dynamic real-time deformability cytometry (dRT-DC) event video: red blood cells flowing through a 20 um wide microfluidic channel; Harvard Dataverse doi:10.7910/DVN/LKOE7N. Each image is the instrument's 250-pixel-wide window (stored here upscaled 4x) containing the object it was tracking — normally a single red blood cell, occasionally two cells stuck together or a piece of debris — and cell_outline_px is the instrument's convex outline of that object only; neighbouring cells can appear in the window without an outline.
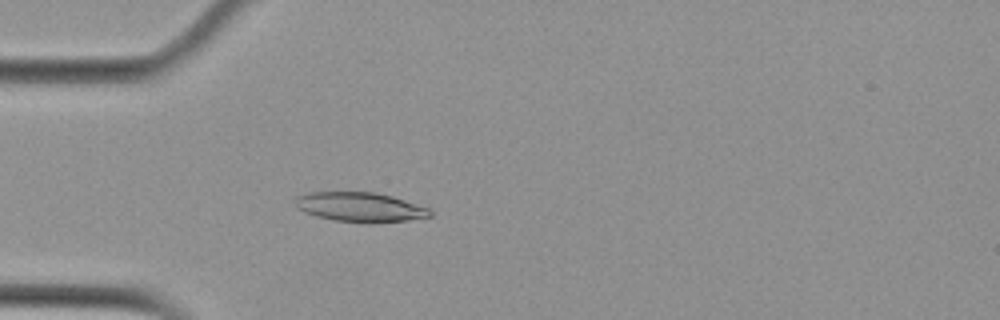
{"species": "Egyptian fruit bat (a non-hibernating species)", "species_latin": "Rousettus aegyptiacus", "temperature_condition": "cold", "stored_images_in_passage": 53, "camera_frame_rate_fps": 3000, "um_per_image_px": 0.085, "animal": {"sex": "female"}, "frame": {"image": 1, "passage_image": 15, "time_ms": 4.667, "image_size_px": [1000, 320], "cell_outline_px": [[432, 216], [408, 220], [372, 224], [332, 220], [316, 216], [304, 212], [296, 208], [296, 196], [308, 192], [376, 192], [392, 196], [428, 208], [432, 212]], "centroid_in_image_um": [30.59, 17.61], "position_along_channel_um": 54.4, "area_um2": 23.41}}
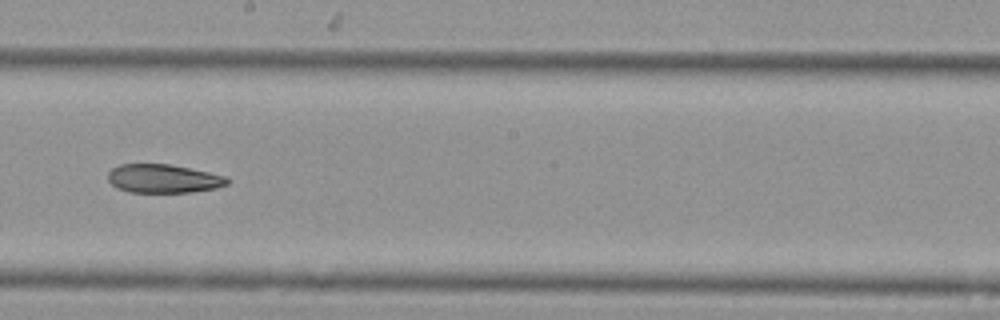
{"frame": {"image": 2, "passage_image": 30, "time_ms": 9.667, "image_size_px": [1000, 320], "cell_outline_px": [[228, 184], [216, 188], [192, 192], [128, 192], [116, 188], [108, 180], [108, 172], [112, 168], [120, 164], [168, 164], [228, 176]], "centroid_in_image_um": [13.87, 15.18], "position_along_channel_um": 234.3, "area_um2": 19.88}}
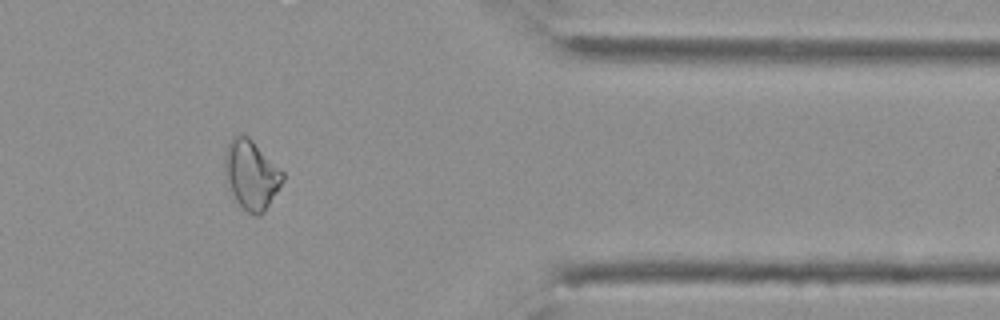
{"frame": {"image": 3, "passage_image": 44, "time_ms": 14.333, "image_size_px": [1000, 320], "cell_outline_px": [[284, 180], [264, 212], [260, 216], [256, 216], [248, 212], [228, 192], [224, 176], [224, 156], [228, 144], [232, 136], [240, 132], [244, 132], [284, 172]], "centroid_in_image_um": [21.32, 14.83], "position_along_channel_um": 390.1, "area_um2": 23.76}}